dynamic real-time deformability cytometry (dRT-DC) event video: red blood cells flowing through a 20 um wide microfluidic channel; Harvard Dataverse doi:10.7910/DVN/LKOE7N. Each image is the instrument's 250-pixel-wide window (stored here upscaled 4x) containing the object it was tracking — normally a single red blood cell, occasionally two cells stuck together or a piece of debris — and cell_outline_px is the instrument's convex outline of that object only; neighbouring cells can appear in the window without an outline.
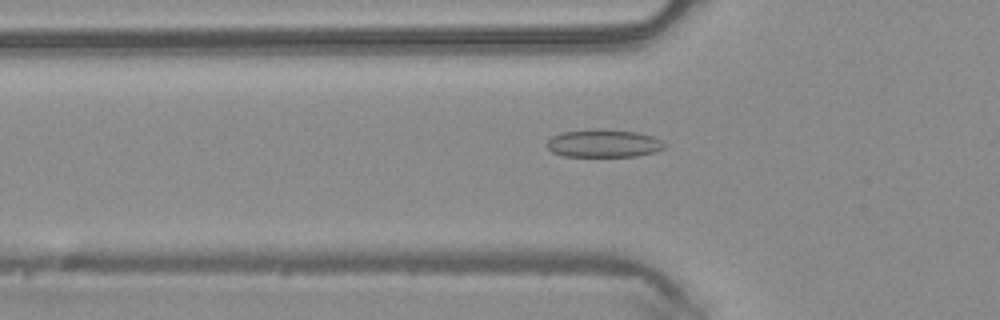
{"species": "common noctule bat (a hibernating species)", "species_latin": "Nyctalus noctula", "temperature_condition": "warm", "stored_images_in_passage": 48, "camera_frame_rate_fps": 3000, "um_per_image_px": 0.085, "animal": {"sex": "male", "body_mass_g": 20.4}, "frame": {"image": 1, "passage_image": 17, "time_ms": 5.333, "image_size_px": [1000, 320], "cell_outline_px": [[668, 144], [664, 148], [656, 152], [636, 156], [564, 156], [552, 152], [544, 144], [552, 136], [564, 132], [596, 128], [600, 128], [636, 132], [652, 136]], "centroid_in_image_um": [51.31, 12.18], "position_along_channel_um": 74.5, "area_um2": 19.25}}
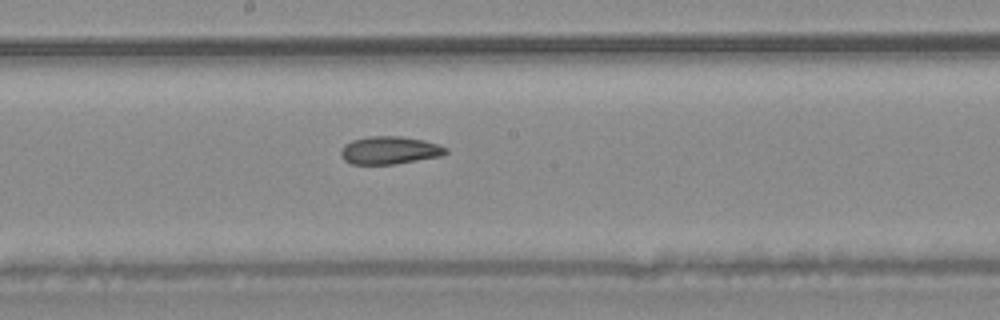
{"frame": {"image": 2, "passage_image": 27, "time_ms": 8.667, "image_size_px": [1000, 320], "cell_outline_px": [[448, 152], [440, 156], [392, 164], [352, 164], [344, 160], [340, 156], [340, 148], [344, 144], [352, 140], [372, 136], [400, 136], [424, 140], [448, 148]], "centroid_in_image_um": [33.07, 12.77], "position_along_channel_um": 215.1, "area_um2": 16.94}}
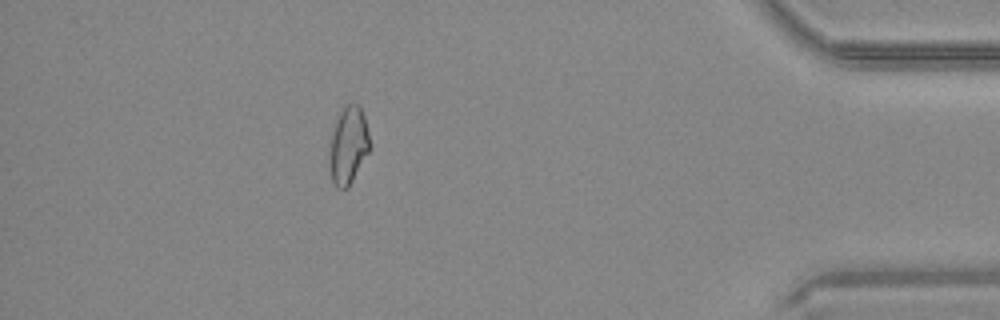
{"frame": {"image": 3, "passage_image": 44, "time_ms": 14.333, "image_size_px": [1000, 320], "cell_outline_px": [[372, 148], [348, 188], [336, 188], [332, 180], [328, 164], [328, 152], [336, 120], [340, 108], [344, 104], [360, 104], [364, 116]], "centroid_in_image_um": [29.61, 12.36], "position_along_channel_um": 405.6, "area_um2": 18.67}, "authors_computed_cell_mechanics": {"area_um2": 18.0625, "velocity_mm_per_s": 4.1914, "shape_relaxation_time_tau1_ms": null, "shape_relaxation_time_tau2_ms": 3.6829, "deformation_change_tau1": null, "deformation_change_tau2": 0.0851}}